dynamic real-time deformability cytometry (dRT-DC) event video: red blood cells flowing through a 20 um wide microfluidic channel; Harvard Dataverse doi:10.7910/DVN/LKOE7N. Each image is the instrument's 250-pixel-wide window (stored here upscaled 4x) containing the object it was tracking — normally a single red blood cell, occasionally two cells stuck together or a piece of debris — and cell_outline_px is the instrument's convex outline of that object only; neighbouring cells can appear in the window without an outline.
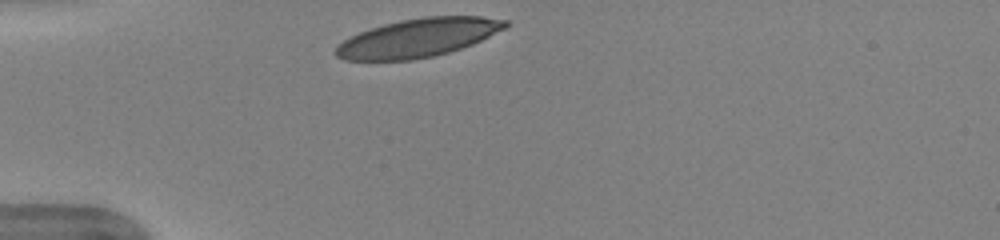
{"species": "human", "species_latin": "Homo sapiens", "temperature_condition": "warm", "stored_images_in_passage": 30, "camera_frame_rate_fps": 3000, "um_per_image_px": 0.085, "donor": {"sex": "female"}, "frame": {"image": 1, "passage_image": 1, "time_ms": 0.0, "image_size_px": [1000, 240], "cell_outline_px": [[508, 24], [504, 28], [472, 44], [448, 52], [432, 56], [412, 60], [344, 60], [336, 56], [332, 52], [344, 40], [360, 32], [384, 24], [400, 20], [424, 16], [480, 16], [508, 20]], "centroid_in_image_um": [35.52, 3.21], "position_along_channel_um": 49.5, "area_um2": 37.63}}
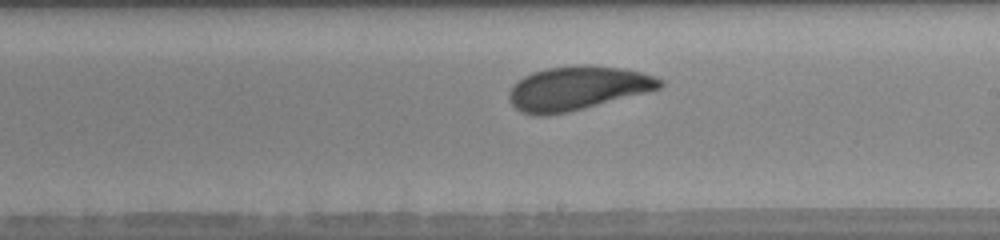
{"frame": {"image": 2, "passage_image": 17, "time_ms": 5.333, "image_size_px": [1000, 240], "cell_outline_px": [[664, 84], [660, 88], [584, 108], [568, 112], [544, 116], [532, 116], [520, 112], [508, 100], [508, 92], [524, 76], [532, 72], [544, 68], [580, 64], [596, 64], [620, 68], [640, 72], [664, 80]], "centroid_in_image_um": [49.04, 7.49], "position_along_channel_um": 240.0, "area_um2": 38.55}}
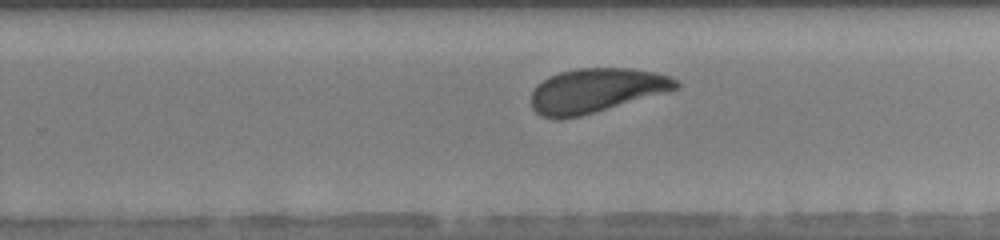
{"frame": {"image": 3, "passage_image": 20, "time_ms": 6.333, "image_size_px": [1000, 240], "cell_outline_px": [[680, 84], [676, 88], [668, 92], [580, 116], [560, 120], [540, 116], [532, 108], [532, 92], [536, 84], [548, 76], [560, 72], [576, 68], [632, 68], [656, 72], [668, 76], [676, 80]], "centroid_in_image_um": [50.63, 7.69], "position_along_channel_um": 279.2, "area_um2": 37.45}, "authors_computed_cell_mechanics": {"area_um2": 38.2347, "velocity_mm_per_s": 3.9527, "shape_relaxation_time_tau1_ms": 5.5879, "shape_relaxation_time_tau2_ms": 1.5655, "deformation_change_tau1": 0.1933, "deformation_change_tau2": 0.0828}}